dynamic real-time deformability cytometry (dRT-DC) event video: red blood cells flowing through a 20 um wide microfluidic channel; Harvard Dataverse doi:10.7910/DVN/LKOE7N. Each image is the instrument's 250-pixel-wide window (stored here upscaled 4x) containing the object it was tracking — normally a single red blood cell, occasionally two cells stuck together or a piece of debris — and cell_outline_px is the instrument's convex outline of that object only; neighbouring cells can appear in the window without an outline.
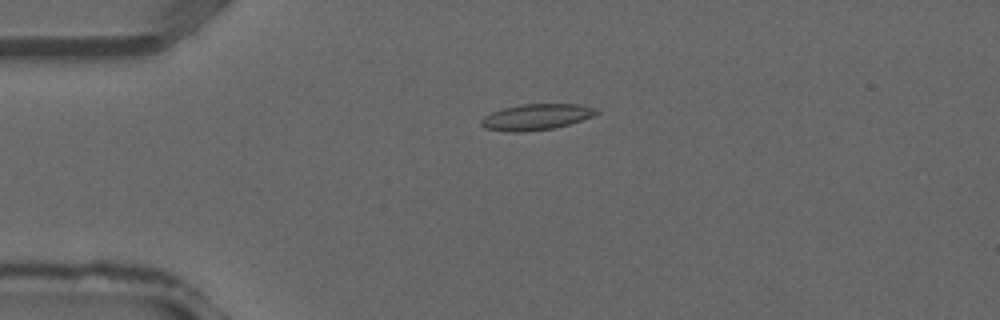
{"species": "common noctule bat (a hibernating species)", "species_latin": "Nyctalus noctula", "temperature_condition": "warm", "stored_images_in_passage": 29, "camera_frame_rate_fps": 3000, "um_per_image_px": 0.085, "animal": {"sex": "male", "forearm_length_mm": 52.5}, "frame": {"image": 1, "passage_image": 1, "time_ms": 0.0, "image_size_px": [1000, 320], "cell_outline_px": [[600, 112], [592, 116], [568, 124], [552, 128], [524, 132], [504, 132], [484, 128], [480, 124], [480, 120], [484, 116], [492, 112], [504, 108], [520, 104], [580, 104], [596, 108]], "centroid_in_image_um": [45.54, 9.94], "position_along_channel_um": 39.5, "area_um2": 17.46}}
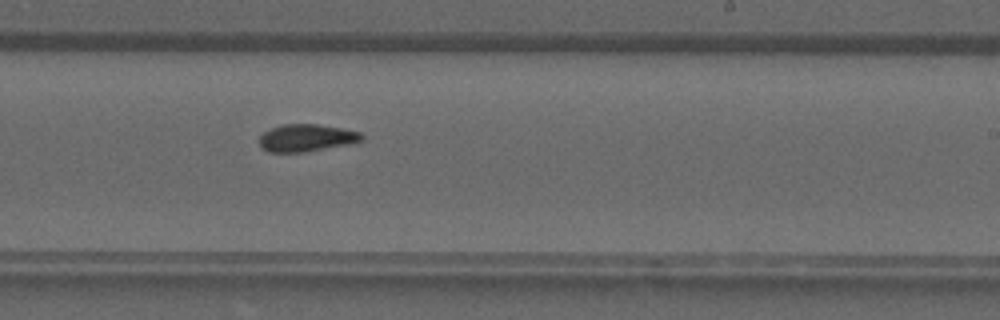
{"frame": {"image": 2, "passage_image": 15, "time_ms": 4.667, "image_size_px": [1000, 320], "cell_outline_px": [[364, 140], [348, 144], [308, 152], [268, 152], [260, 148], [260, 136], [264, 132], [272, 128], [284, 124], [316, 124], [340, 128], [360, 132], [364, 136]], "centroid_in_image_um": [26.04, 11.73], "position_along_channel_um": 263.0, "area_um2": 16.3}}
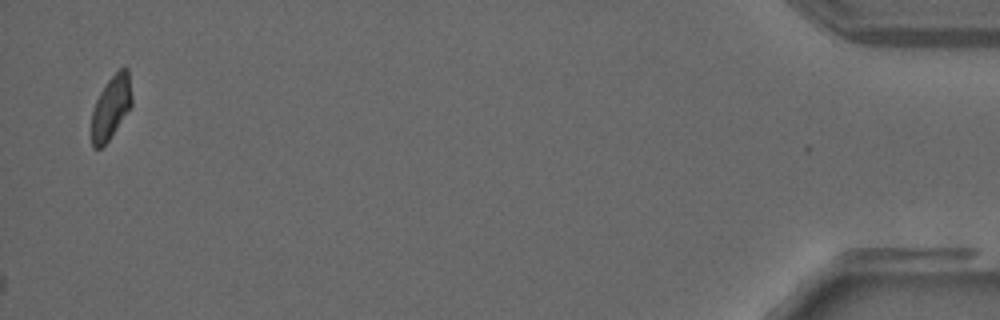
{"frame": {"image": 3, "passage_image": 29, "time_ms": 9.333, "image_size_px": [1000, 320], "cell_outline_px": [[132, 104], [108, 140], [100, 148], [92, 148], [92, 112], [96, 100], [100, 92], [108, 80], [124, 64], [128, 68], [132, 96]], "centroid_in_image_um": [9.44, 9.07], "position_along_channel_um": 425.8, "area_um2": 14.62}}